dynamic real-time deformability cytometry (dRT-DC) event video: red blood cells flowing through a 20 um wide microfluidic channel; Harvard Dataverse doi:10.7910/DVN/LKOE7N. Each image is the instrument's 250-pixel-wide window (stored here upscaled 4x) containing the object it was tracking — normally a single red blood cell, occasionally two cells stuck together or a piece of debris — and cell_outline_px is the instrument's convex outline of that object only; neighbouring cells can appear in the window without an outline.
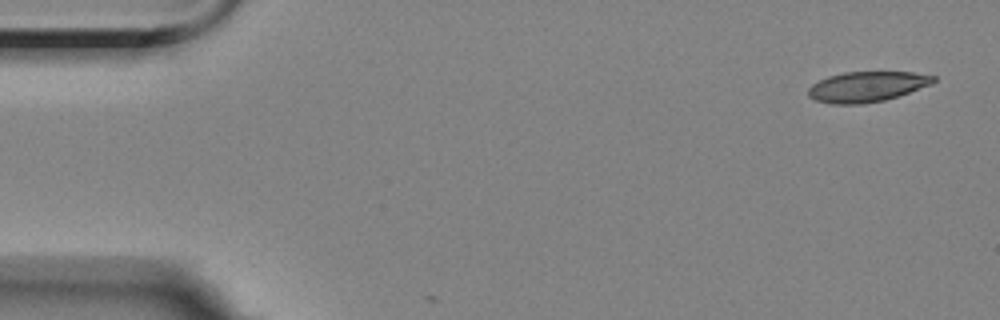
{"species": "Egyptian fruit bat (a non-hibernating species)", "species_latin": "Rousettus aegyptiacus", "temperature_condition": "room temperature", "stored_images_in_passage": 5, "segment_of_instrument_passage": [1, 2], "camera_frame_rate_fps": 3000, "um_per_image_px": 0.085, "animal": {"sex": "female"}, "frame": {"image": 1, "passage_image": 1, "time_ms": 0.0, "image_size_px": [1000, 320], "cell_outline_px": [[936, 80], [932, 84], [900, 96], [884, 100], [860, 104], [832, 104], [816, 100], [808, 96], [808, 88], [812, 84], [828, 76], [844, 72], [912, 72], [936, 76]], "centroid_in_image_um": [73.7, 7.37], "position_along_channel_um": 11.3, "area_um2": 22.2}}
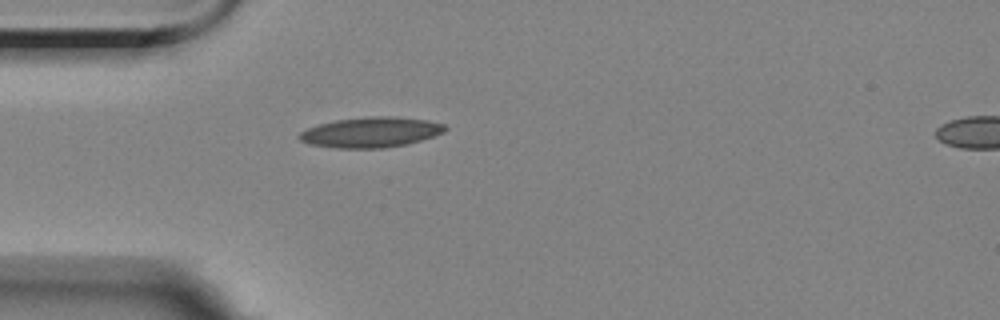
{"frame": {"image": 2, "passage_image": 4, "time_ms": 4.333, "image_size_px": [1000, 320], "cell_outline_px": [[448, 128], [444, 132], [408, 144], [384, 148], [332, 148], [308, 144], [300, 140], [296, 136], [300, 132], [308, 128], [320, 124], [336, 120], [364, 116], [396, 116], [428, 120], [444, 124]], "centroid_in_image_um": [31.51, 11.24], "position_along_channel_um": 53.5, "area_um2": 25.95}}